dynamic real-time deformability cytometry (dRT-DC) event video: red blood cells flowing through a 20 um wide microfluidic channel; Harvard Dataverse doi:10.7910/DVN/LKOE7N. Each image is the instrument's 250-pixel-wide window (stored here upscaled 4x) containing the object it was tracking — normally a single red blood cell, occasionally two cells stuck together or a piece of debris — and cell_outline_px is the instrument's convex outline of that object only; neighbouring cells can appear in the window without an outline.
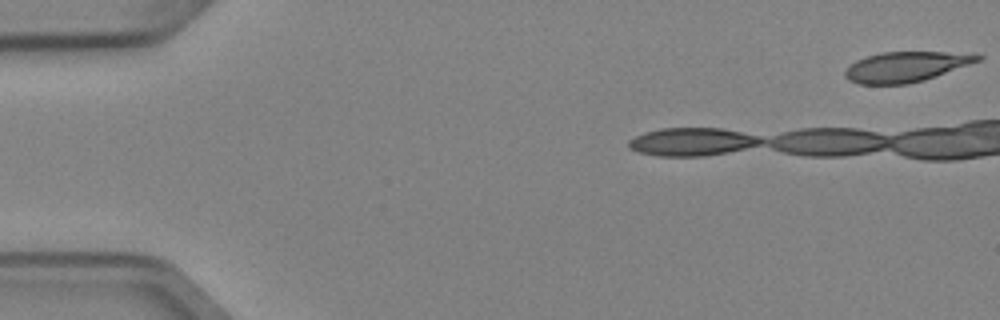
{"species": "Egyptian fruit bat (a non-hibernating species)", "species_latin": "Rousettus aegyptiacus", "temperature_condition": "cold", "stored_images_in_passage": 34, "camera_frame_rate_fps": 3000, "um_per_image_px": 0.085, "animal": {"sex": "female"}, "frame": {"image": 1, "passage_image": 1, "time_ms": 0.0, "image_size_px": [1000, 320], "cell_outline_px": [[984, 56], [980, 60], [936, 76], [924, 80], [908, 84], [860, 84], [848, 80], [844, 76], [844, 72], [856, 60], [880, 52], [976, 52]], "centroid_in_image_um": [77.05, 5.66], "position_along_channel_um": 7.9, "area_um2": 23.41}}
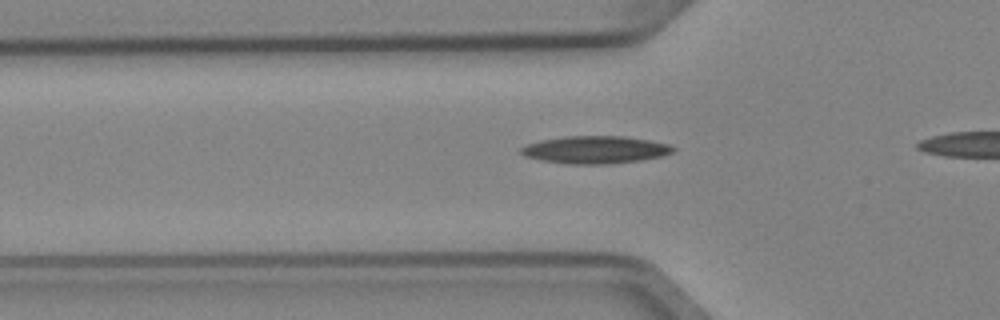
{"frame": {"image": 2, "passage_image": 10, "time_ms": 3.0, "image_size_px": [1000, 320], "cell_outline_px": [[676, 148], [672, 152], [660, 156], [640, 160], [608, 164], [572, 164], [544, 160], [524, 156], [520, 152], [520, 148], [528, 144], [540, 140], [564, 136], [624, 136], [648, 140], [668, 144]], "centroid_in_image_um": [50.58, 12.72], "position_along_channel_um": 75.2, "area_um2": 24.16}}
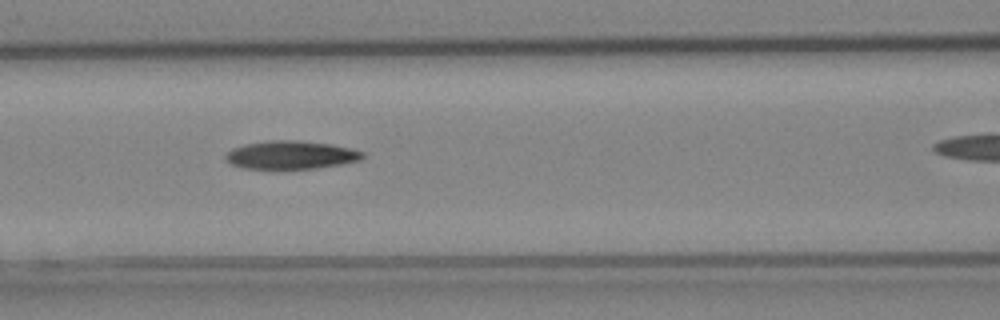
{"frame": {"image": 3, "passage_image": 15, "time_ms": 4.667, "image_size_px": [1000, 320], "cell_outline_px": [[364, 156], [360, 160], [340, 164], [316, 168], [272, 172], [244, 168], [232, 164], [224, 156], [232, 148], [248, 144], [272, 140], [296, 140], [328, 144], [348, 148], [364, 152]], "centroid_in_image_um": [24.68, 13.22], "position_along_channel_um": 141.9, "area_um2": 23.0}}